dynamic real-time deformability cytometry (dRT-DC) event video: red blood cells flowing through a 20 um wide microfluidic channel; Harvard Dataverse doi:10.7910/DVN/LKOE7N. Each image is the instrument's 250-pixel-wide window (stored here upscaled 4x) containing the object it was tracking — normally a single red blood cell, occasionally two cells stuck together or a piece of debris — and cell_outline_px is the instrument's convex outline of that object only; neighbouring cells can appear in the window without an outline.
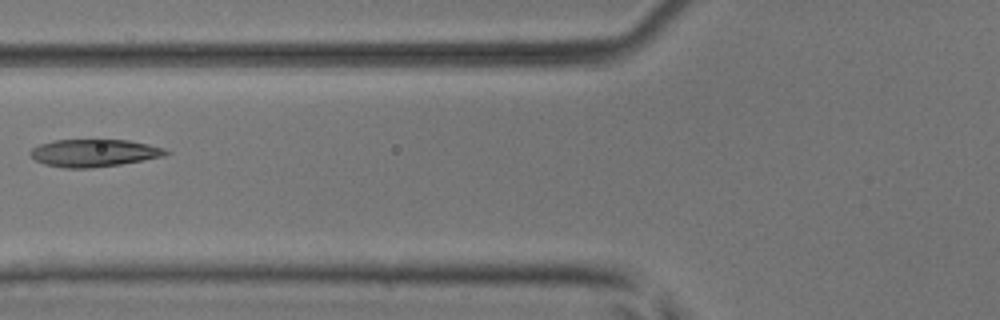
{"species": "common noctule bat (a hibernating species)", "species_latin": "Nyctalus noctula", "temperature_condition": "room temperature", "stored_images_in_passage": 3, "camera_frame_rate_fps": 3000, "um_per_image_px": 0.085, "animal": {"sex": "male", "body_mass_g": 17.9, "forearm_length_mm": 54.2}, "frame": {"image": 1, "passage_image": 2, "time_ms": 0.333, "image_size_px": [1000, 320], "cell_outline_px": [[172, 152], [164, 156], [120, 164], [88, 168], [64, 168], [44, 164], [36, 160], [28, 152], [32, 148], [40, 144], [52, 140], [128, 140], [148, 144], [164, 148]], "centroid_in_image_um": [7.98, 13.0], "position_along_channel_um": 117.8, "area_um2": 21.62}}
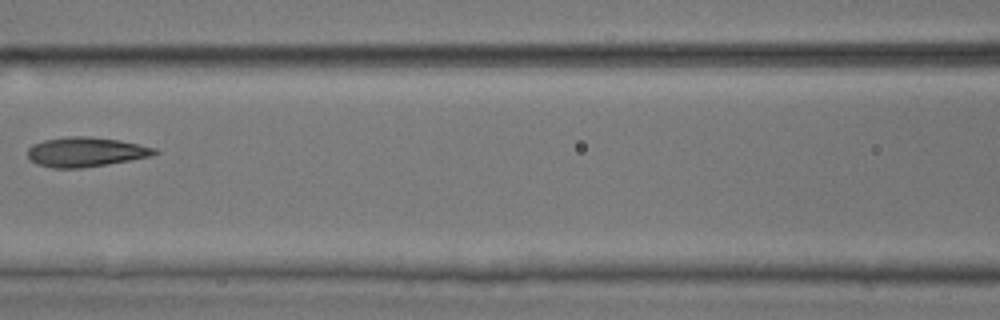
{"frame": {"image": 2, "passage_image": 3, "time_ms": 0.667, "image_size_px": [1000, 320], "cell_outline_px": [[160, 152], [152, 156], [80, 168], [52, 168], [36, 164], [28, 156], [28, 148], [32, 144], [44, 140], [72, 136], [88, 136], [120, 140], [156, 148]], "centroid_in_image_um": [7.28, 12.91], "position_along_channel_um": 159.3, "area_um2": 21.73}}